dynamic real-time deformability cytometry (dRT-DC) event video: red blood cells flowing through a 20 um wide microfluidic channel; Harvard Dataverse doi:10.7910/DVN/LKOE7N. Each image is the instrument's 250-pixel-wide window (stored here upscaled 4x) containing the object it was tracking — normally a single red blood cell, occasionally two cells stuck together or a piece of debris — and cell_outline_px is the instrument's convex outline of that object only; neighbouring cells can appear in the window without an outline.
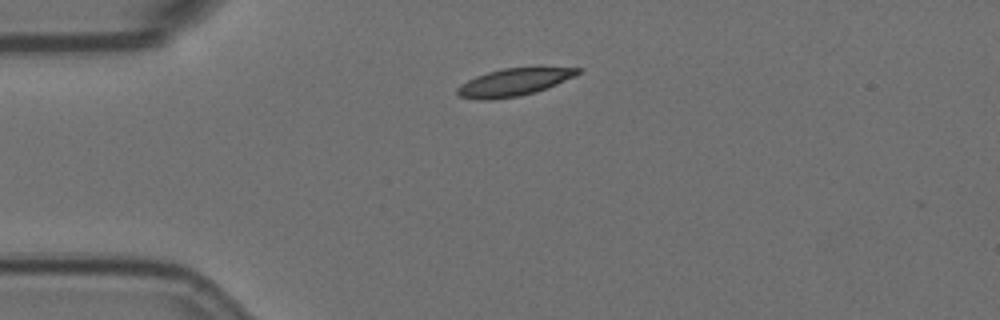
{"species": "Egyptian fruit bat (a non-hibernating species)", "species_latin": "Rousettus aegyptiacus", "temperature_condition": "room temperature", "stored_images_in_passage": 41, "camera_frame_rate_fps": 3000, "um_per_image_px": 0.085, "animal": {"sex": "female"}, "frame": {"image": 1, "passage_image": 1, "time_ms": 0.0, "image_size_px": [1000, 320], "cell_outline_px": [[580, 72], [556, 84], [536, 92], [520, 96], [492, 100], [476, 100], [460, 96], [456, 92], [456, 88], [460, 84], [476, 76], [488, 72], [504, 68], [540, 64], [580, 68]], "centroid_in_image_um": [43.71, 6.94], "position_along_channel_um": 41.3, "area_um2": 20.06}}
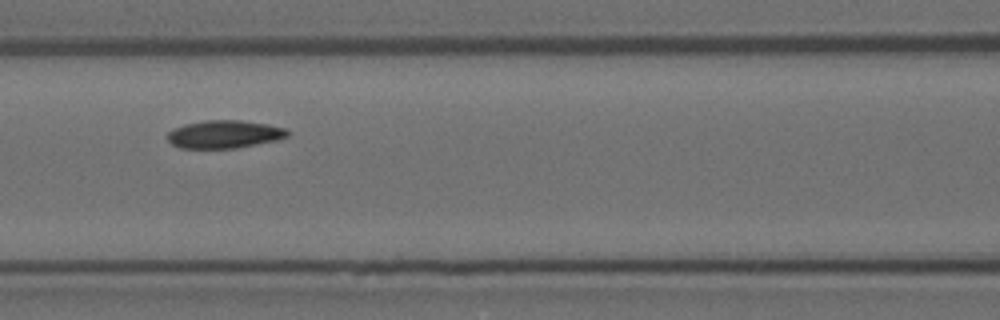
{"frame": {"image": 2, "passage_image": 12, "time_ms": 3.667, "image_size_px": [1000, 320], "cell_outline_px": [[292, 132], [288, 136], [276, 140], [236, 148], [180, 148], [172, 144], [168, 140], [168, 132], [172, 128], [184, 124], [204, 120], [240, 120], [268, 124], [284, 128]], "centroid_in_image_um": [19.06, 11.4], "position_along_channel_um": 147.5, "area_um2": 19.59}}
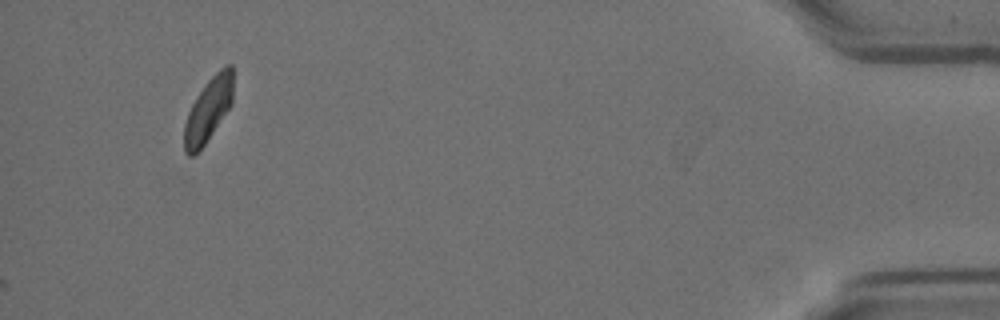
{"frame": {"image": 3, "passage_image": 41, "time_ms": 13.333, "image_size_px": [1000, 320], "cell_outline_px": [[232, 104], [204, 144], [192, 156], [188, 156], [184, 152], [184, 124], [188, 112], [196, 96], [208, 80], [224, 64], [232, 64]], "centroid_in_image_um": [17.69, 9.31], "position_along_channel_um": 417.5, "area_um2": 17.98}, "authors_computed_cell_mechanics": {"area_um2": 19.4786, "velocity_mm_per_s": 3.5611, "shape_relaxation_time_tau1_ms": 4.8475, "shape_relaxation_time_tau2_ms": 6.1573, "deformation_change_tau1": 0.1373, "deformation_change_tau2": 0.0883}}